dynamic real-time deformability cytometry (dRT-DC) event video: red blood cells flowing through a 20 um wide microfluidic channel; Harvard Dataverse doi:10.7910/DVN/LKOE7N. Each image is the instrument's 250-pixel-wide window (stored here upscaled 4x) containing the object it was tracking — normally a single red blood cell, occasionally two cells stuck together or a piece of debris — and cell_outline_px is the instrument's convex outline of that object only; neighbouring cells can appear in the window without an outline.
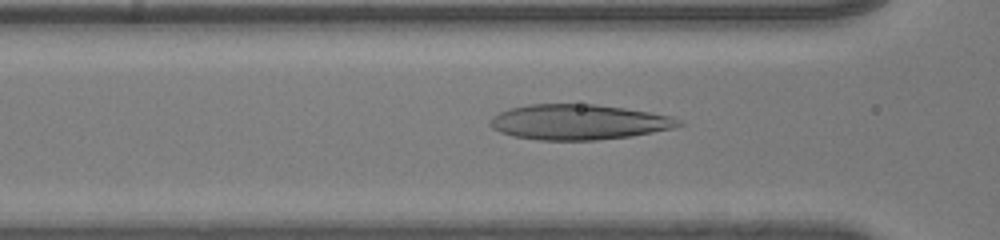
{"species": "human", "species_latin": "Homo sapiens", "temperature_condition": "room temperature", "stored_images_in_passage": 36, "camera_frame_rate_fps": 3000, "um_per_image_px": 0.085, "donor": {"sex": "male"}, "frame": {"image": 1, "passage_image": 9, "time_ms": 2.667, "image_size_px": [1000, 240], "cell_outline_px": [[684, 124], [672, 128], [632, 136], [596, 140], [536, 140], [512, 136], [500, 132], [492, 128], [488, 124], [492, 116], [508, 108], [528, 104], [596, 104], [624, 108], [672, 116], [680, 120]], "centroid_in_image_um": [49.14, 10.37], "position_along_channel_um": 117.5, "area_um2": 38.9}}
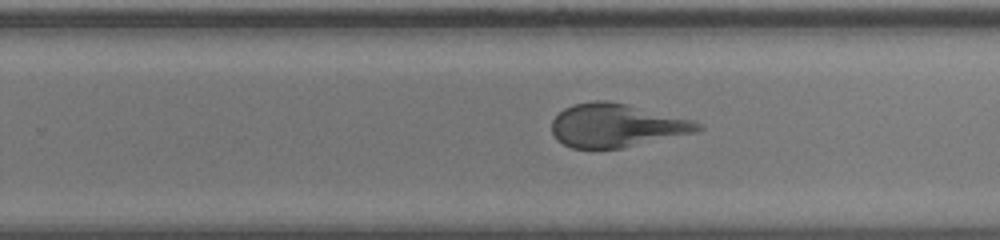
{"frame": {"image": 2, "passage_image": 21, "time_ms": 6.667, "image_size_px": [1000, 240], "cell_outline_px": [[704, 128], [696, 132], [620, 148], [572, 148], [556, 140], [552, 132], [552, 120], [564, 108], [572, 104], [596, 100], [608, 100], [628, 104], [696, 120]], "centroid_in_image_um": [52.4, 10.64], "position_along_channel_um": 277.4, "area_um2": 36.99}}
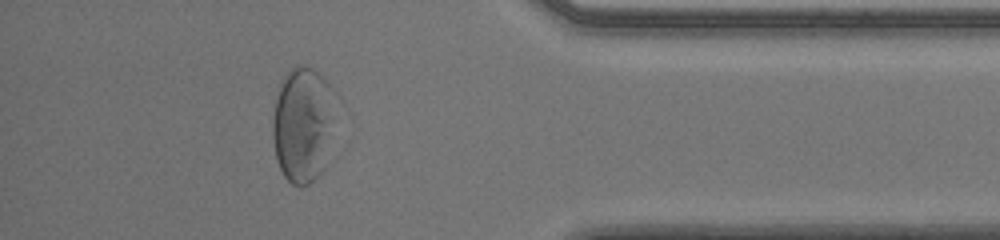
{"frame": {"image": 3, "passage_image": 32, "time_ms": 10.333, "image_size_px": [1000, 240], "cell_outline_px": [[328, 84], [324, 168], [308, 184], [300, 188], [292, 184], [284, 176], [276, 160], [272, 136], [272, 120], [276, 100], [280, 84], [284, 76], [292, 68], [312, 68]], "centroid_in_image_um": [25.55, 10.67], "position_along_channel_um": 409.6, "area_um2": 38.96}}